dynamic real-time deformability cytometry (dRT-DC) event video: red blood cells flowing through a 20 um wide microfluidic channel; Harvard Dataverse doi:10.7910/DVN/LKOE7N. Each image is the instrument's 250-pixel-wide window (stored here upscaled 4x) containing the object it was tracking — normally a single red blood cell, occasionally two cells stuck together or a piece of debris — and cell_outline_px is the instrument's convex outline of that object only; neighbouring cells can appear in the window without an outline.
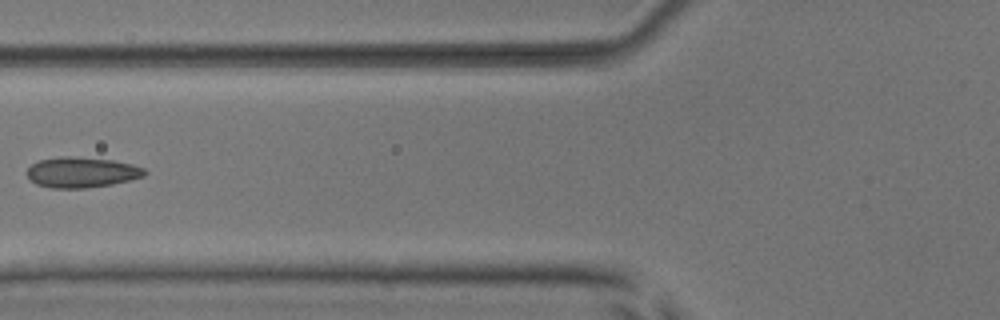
{"species": "common noctule bat (a hibernating species)", "species_latin": "Nyctalus noctula", "temperature_condition": "room temperature", "stored_images_in_passage": 3, "camera_frame_rate_fps": 3000, "um_per_image_px": 0.085, "animal": {"sex": "male", "body_mass_g": 17.9, "forearm_length_mm": 54.2}, "frame": {"image": 1, "passage_image": 2, "time_ms": 1.0, "image_size_px": [1000, 320], "cell_outline_px": [[148, 172], [144, 176], [112, 184], [84, 188], [48, 188], [36, 184], [28, 176], [28, 168], [32, 164], [40, 160], [60, 156], [76, 156], [112, 160], [132, 164], [144, 168]], "centroid_in_image_um": [6.95, 14.64], "position_along_channel_um": 118.9, "area_um2": 20.87}}
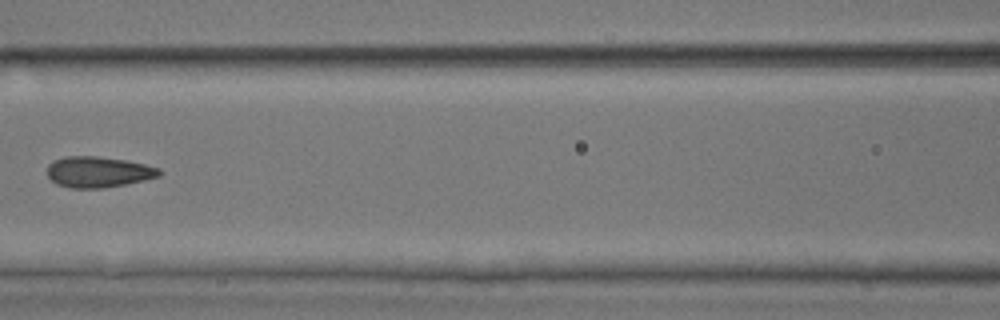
{"frame": {"image": 2, "passage_image": 3, "time_ms": 2.0, "image_size_px": [1000, 320], "cell_outline_px": [[164, 172], [160, 176], [144, 180], [104, 188], [72, 188], [56, 184], [48, 176], [48, 164], [56, 160], [68, 156], [96, 156], [124, 160], [144, 164], [160, 168]], "centroid_in_image_um": [8.38, 14.62], "position_along_channel_um": 158.2, "area_um2": 20.06}}